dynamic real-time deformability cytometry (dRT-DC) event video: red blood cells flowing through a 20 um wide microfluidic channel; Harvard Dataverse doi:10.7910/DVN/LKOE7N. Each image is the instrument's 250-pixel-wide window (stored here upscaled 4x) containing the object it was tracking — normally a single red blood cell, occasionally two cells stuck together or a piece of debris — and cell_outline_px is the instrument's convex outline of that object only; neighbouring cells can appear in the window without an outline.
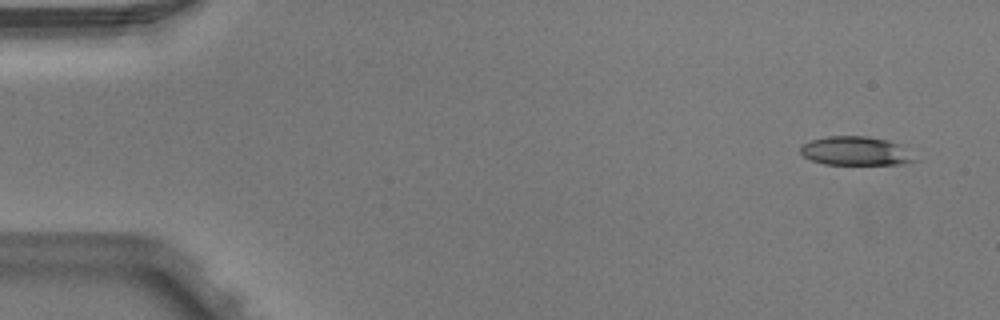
{"species": "Egyptian fruit bat (a non-hibernating species)", "species_latin": "Rousettus aegyptiacus", "temperature_condition": "warm", "stored_images_in_passage": 6, "camera_frame_rate_fps": 3000, "um_per_image_px": 0.085, "animal": {"sex": "male"}, "frame": {"image": 1, "passage_image": 1, "time_ms": 0.0, "image_size_px": [1000, 320], "cell_outline_px": [[916, 160], [904, 164], [824, 164], [812, 160], [804, 156], [800, 152], [800, 148], [804, 144], [812, 140], [828, 136], [868, 136], [888, 140], [900, 144]], "centroid_in_image_um": [72.72, 12.83], "position_along_channel_um": 12.3, "area_um2": 18.96}}
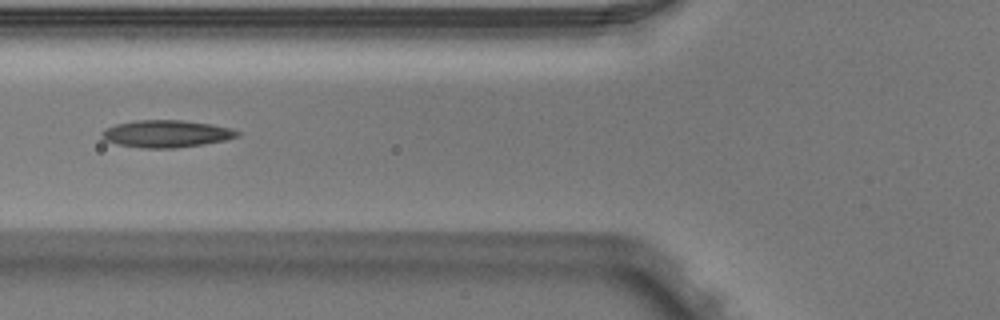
{"frame": {"image": 2, "passage_image": 5, "time_ms": 1.333, "image_size_px": [1000, 320], "cell_outline_px": [[240, 136], [228, 140], [204, 144], [176, 148], [144, 148], [116, 144], [104, 140], [100, 136], [100, 132], [104, 128], [116, 124], [136, 120], [180, 120], [212, 124], [232, 128], [240, 132]], "centroid_in_image_um": [14.14, 11.37], "position_along_channel_um": 111.7, "area_um2": 21.79}}
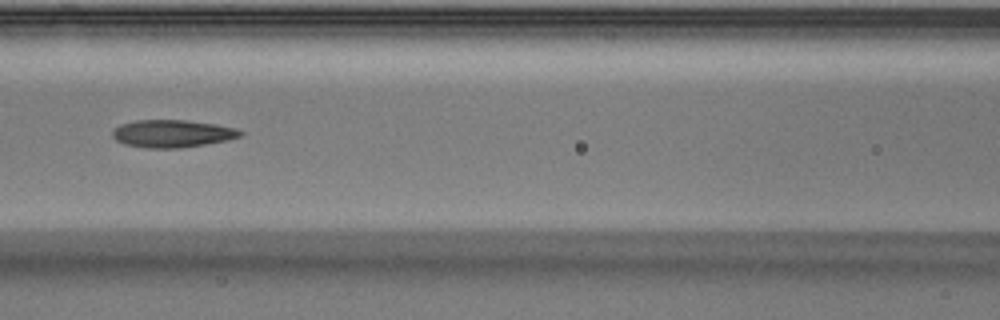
{"frame": {"image": 3, "passage_image": 6, "time_ms": 1.667, "image_size_px": [1000, 320], "cell_outline_px": [[244, 132], [240, 136], [228, 140], [180, 148], [148, 148], [124, 144], [116, 140], [112, 136], [112, 132], [120, 124], [136, 120], [184, 120], [216, 124], [236, 128]], "centroid_in_image_um": [14.64, 11.35], "position_along_channel_um": 152.0, "area_um2": 20.46}}